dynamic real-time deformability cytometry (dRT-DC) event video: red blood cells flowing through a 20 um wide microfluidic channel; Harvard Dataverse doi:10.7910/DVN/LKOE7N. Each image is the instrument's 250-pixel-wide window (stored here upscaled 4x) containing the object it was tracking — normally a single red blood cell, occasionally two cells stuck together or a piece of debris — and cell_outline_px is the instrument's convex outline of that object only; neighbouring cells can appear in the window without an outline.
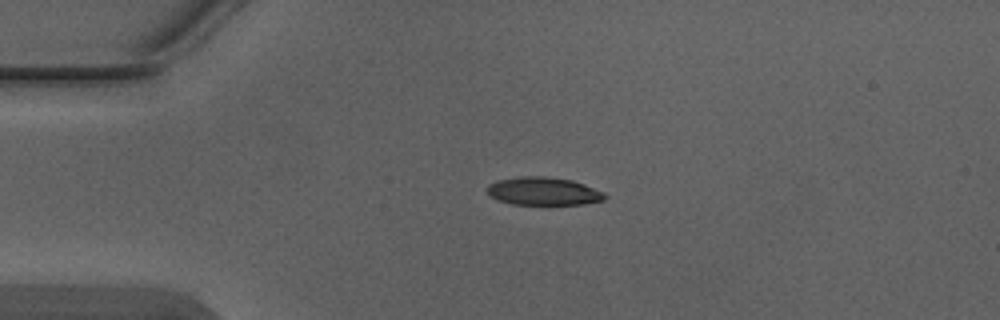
{"species": "Egyptian fruit bat (a non-hibernating species)", "species_latin": "Rousettus aegyptiacus", "temperature_condition": "warm", "stored_images_in_passage": 5, "camera_frame_rate_fps": 3000, "um_per_image_px": 0.085, "animal": {"sex": "male"}, "frame": {"image": 1, "passage_image": 5, "time_ms": 1.333, "image_size_px": [1000, 320], "cell_outline_px": [[608, 196], [604, 200], [584, 204], [512, 204], [488, 196], [484, 188], [488, 184], [496, 180], [520, 176], [544, 176], [572, 180], [584, 184], [604, 192]], "centroid_in_image_um": [46.15, 16.24], "position_along_channel_um": 38.8, "area_um2": 19.42}}